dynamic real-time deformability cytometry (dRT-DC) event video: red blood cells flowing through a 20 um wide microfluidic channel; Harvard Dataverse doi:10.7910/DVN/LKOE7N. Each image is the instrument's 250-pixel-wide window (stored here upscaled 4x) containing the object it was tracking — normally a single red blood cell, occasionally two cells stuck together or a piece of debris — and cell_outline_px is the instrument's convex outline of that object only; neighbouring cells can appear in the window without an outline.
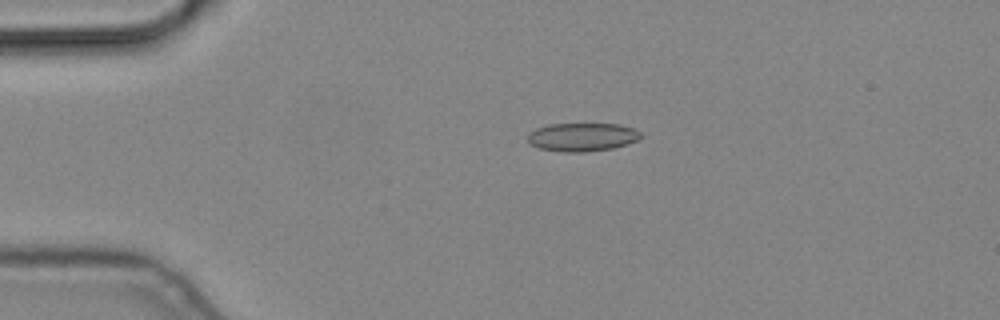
{"species": "common noctule bat (a hibernating species)", "species_latin": "Nyctalus noctula", "temperature_condition": "cold", "stored_images_in_passage": 3, "camera_frame_rate_fps": 3000, "um_per_image_px": 0.085, "animal": {"sex": "male", "body_mass_g": 19.2, "forearm_length_mm": 51.8}, "frame": {"image": 1, "passage_image": 2, "time_ms": 0.333, "image_size_px": [1000, 320], "cell_outline_px": [[644, 136], [628, 144], [612, 148], [584, 152], [564, 152], [540, 148], [528, 144], [528, 132], [536, 128], [548, 124], [620, 124], [632, 128], [640, 132]], "centroid_in_image_um": [49.47, 11.64], "position_along_channel_um": 35.5, "area_um2": 18.79}}